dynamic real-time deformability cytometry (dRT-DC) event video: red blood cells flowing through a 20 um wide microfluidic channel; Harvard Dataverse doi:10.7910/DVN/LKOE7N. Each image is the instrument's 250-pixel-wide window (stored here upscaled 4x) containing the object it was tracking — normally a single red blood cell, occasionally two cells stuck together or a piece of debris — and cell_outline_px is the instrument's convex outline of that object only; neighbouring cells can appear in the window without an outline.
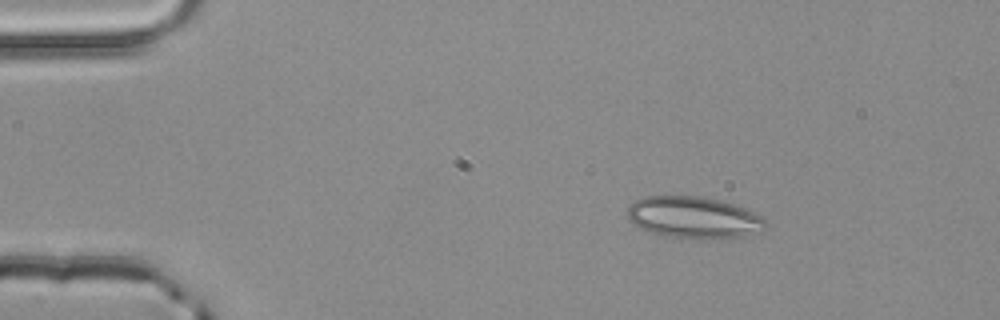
{"species": "common noctule bat (a hibernating species)", "species_latin": "Nyctalus noctula", "temperature_condition": "room temperature", "stored_images_in_passage": 2, "camera_frame_rate_fps": 3000, "um_per_image_px": 0.085, "animal": {"sex": "male", "body_mass_g": 20.4}, "frame": {"image": 1, "passage_image": 1, "time_ms": 0.0, "image_size_px": [1000, 320], "cell_outline_px": [[768, 228], [764, 232], [744, 236], [664, 236], [640, 228], [632, 224], [628, 220], [628, 208], [636, 200], [644, 196], [700, 196], [720, 200], [744, 208], [764, 216], [768, 224]], "centroid_in_image_um": [59.01, 18.45], "position_along_channel_um": 26.0, "area_um2": 33.06}}